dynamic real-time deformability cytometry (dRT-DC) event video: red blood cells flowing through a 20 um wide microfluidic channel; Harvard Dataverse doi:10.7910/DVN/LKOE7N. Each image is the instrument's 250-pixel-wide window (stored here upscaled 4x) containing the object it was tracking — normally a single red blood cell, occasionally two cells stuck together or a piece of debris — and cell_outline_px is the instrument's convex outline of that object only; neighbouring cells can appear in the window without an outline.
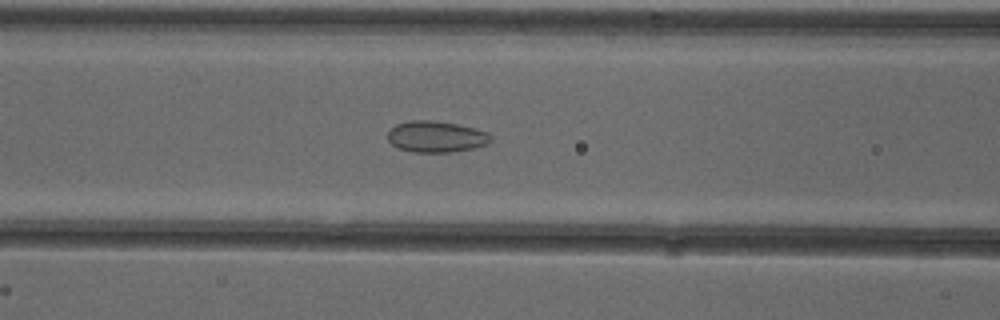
{"species": "common noctule bat (a hibernating species)", "species_latin": "Nyctalus noctula", "temperature_condition": "cold", "stored_images_in_passage": 53, "camera_frame_rate_fps": 3000, "um_per_image_px": 0.085, "animal": {"sex": "female"}, "frame": {"image": 1, "passage_image": 22, "time_ms": 7.0, "image_size_px": [1000, 320], "cell_outline_px": [[492, 140], [488, 144], [476, 148], [452, 152], [412, 152], [400, 148], [392, 144], [388, 140], [388, 132], [396, 124], [412, 120], [428, 120], [456, 124], [488, 132], [492, 136]], "centroid_in_image_um": [37.1, 11.63], "position_along_channel_um": 129.5, "area_um2": 18.73}}
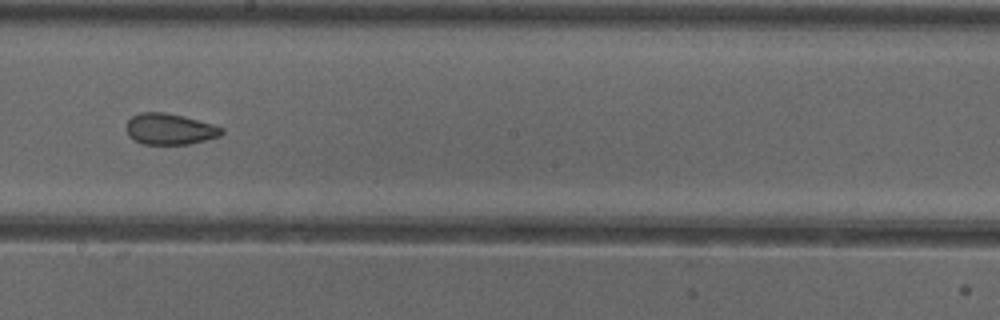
{"frame": {"image": 2, "passage_image": 30, "time_ms": 9.667, "image_size_px": [1000, 320], "cell_outline_px": [[224, 132], [220, 136], [188, 144], [144, 144], [128, 136], [124, 128], [128, 120], [132, 116], [140, 112], [164, 112], [184, 116], [212, 124], [224, 128]], "centroid_in_image_um": [14.4, 10.96], "position_along_channel_um": 233.8, "area_um2": 17.34}}
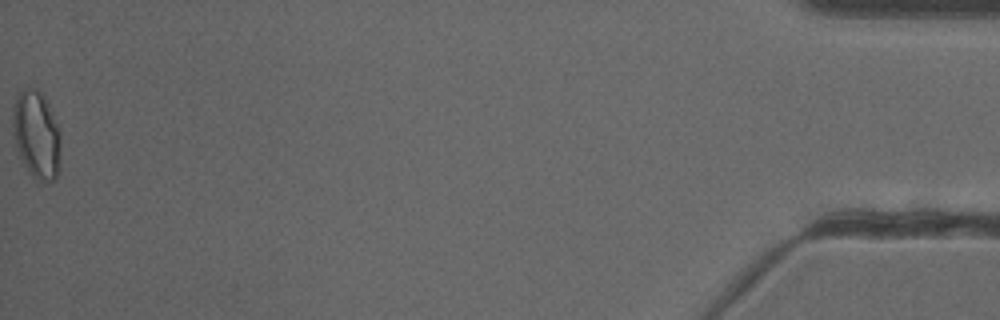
{"frame": {"image": 3, "passage_image": 53, "time_ms": 17.333, "image_size_px": [1000, 320], "cell_outline_px": [[60, 144], [56, 180], [40, 180], [32, 176], [28, 172], [16, 148], [12, 124], [12, 112], [16, 96], [24, 88], [36, 88], [44, 96], [52, 112], [60, 132]], "centroid_in_image_um": [3.08, 11.42], "position_along_channel_um": 432.1, "area_um2": 24.28}, "authors_computed_cell_mechanics": {"area_um2": 20.23, "velocity_mm_per_s": 3.9131, "shape_relaxation_time_tau1_ms": null, "shape_relaxation_time_tau2_ms": 2.0363, "deformation_change_tau1": null, "deformation_change_tau2": 0.0738}}